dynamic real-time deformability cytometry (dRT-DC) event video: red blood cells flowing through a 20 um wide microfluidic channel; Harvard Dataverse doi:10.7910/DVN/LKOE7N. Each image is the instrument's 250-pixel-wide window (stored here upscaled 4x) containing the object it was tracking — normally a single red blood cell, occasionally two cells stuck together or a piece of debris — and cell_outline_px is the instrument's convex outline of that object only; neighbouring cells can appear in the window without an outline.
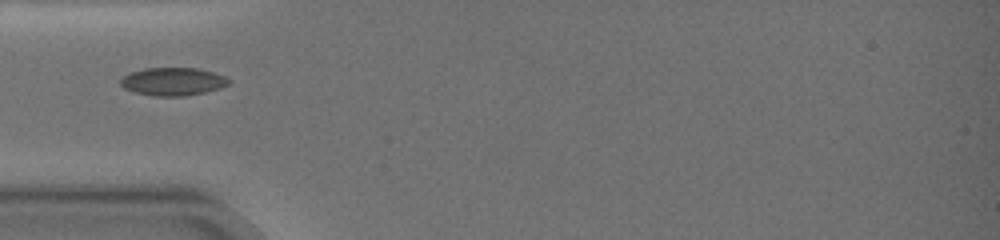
{"species": "common noctule bat (a hibernating species)", "species_latin": "Nyctalus noctula", "temperature_condition": "warm", "stored_images_in_passage": 11, "camera_frame_rate_fps": 3000, "um_per_image_px": 0.085, "animal": {"sex": "female", "body_mass_g": 19.0, "forearm_length_mm": 51.5}, "frame": {"image": 1, "passage_image": 1, "time_ms": 0.0, "image_size_px": [1000, 240], "cell_outline_px": [[232, 80], [228, 84], [220, 88], [204, 92], [184, 96], [152, 96], [136, 92], [124, 88], [120, 84], [120, 80], [124, 76], [132, 72], [144, 68], [196, 68], [212, 72], [224, 76]], "centroid_in_image_um": [14.7, 6.93], "position_along_channel_um": 70.3, "area_um2": 17.51}}